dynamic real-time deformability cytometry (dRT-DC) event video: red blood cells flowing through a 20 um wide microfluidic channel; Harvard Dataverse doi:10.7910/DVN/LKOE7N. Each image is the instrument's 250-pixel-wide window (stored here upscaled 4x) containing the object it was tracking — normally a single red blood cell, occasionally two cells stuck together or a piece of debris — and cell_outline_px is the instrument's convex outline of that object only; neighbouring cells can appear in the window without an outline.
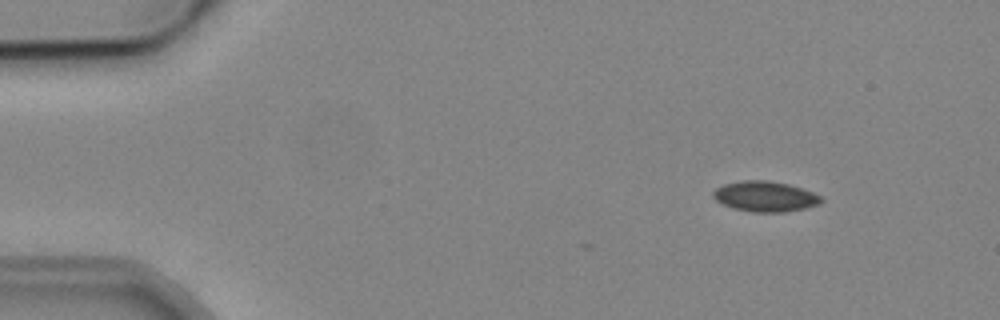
{"species": "common noctule bat (a hibernating species)", "species_latin": "Nyctalus noctula", "temperature_condition": "cold", "stored_images_in_passage": 2, "camera_frame_rate_fps": 3000, "um_per_image_px": 0.085, "animal": {"sex": "male", "body_mass_g": 19.2, "forearm_length_mm": 51.8}, "frame": {"image": 1, "passage_image": 2, "time_ms": 1.333, "image_size_px": [1000, 320], "cell_outline_px": [[824, 200], [820, 204], [804, 208], [784, 212], [752, 212], [736, 208], [724, 204], [716, 200], [712, 196], [712, 192], [716, 188], [724, 184], [744, 180], [768, 180], [788, 184], [812, 192], [820, 196]], "centroid_in_image_um": [65.04, 16.69], "position_along_channel_um": 20.0, "area_um2": 18.96}}